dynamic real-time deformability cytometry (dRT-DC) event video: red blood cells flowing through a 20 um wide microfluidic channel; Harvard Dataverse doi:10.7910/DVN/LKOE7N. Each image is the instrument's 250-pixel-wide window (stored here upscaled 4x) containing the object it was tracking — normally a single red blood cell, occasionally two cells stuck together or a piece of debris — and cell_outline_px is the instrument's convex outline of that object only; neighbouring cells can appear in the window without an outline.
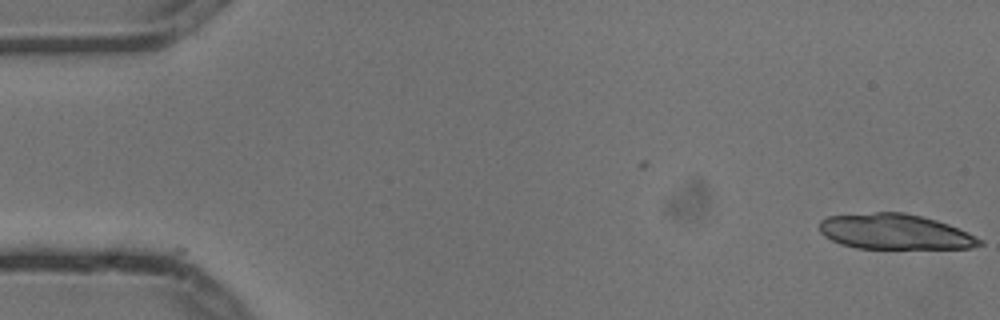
{"species": "common noctule bat (a hibernating species)", "species_latin": "Nyctalus noctula", "temperature_condition": "cold", "stored_images_in_passage": 2, "camera_frame_rate_fps": 3000, "um_per_image_px": 0.085, "animal": {"sex": "male", "body_mass_g": 13.3}, "frame": {"image": 1, "passage_image": 2, "time_ms": 0.333, "image_size_px": [1000, 320], "cell_outline_px": [[984, 244], [972, 248], [856, 248], [840, 244], [824, 236], [820, 232], [820, 220], [828, 216], [876, 212], [904, 212], [936, 220], [948, 224], [968, 232], [984, 240]], "centroid_in_image_um": [76.08, 19.7], "position_along_channel_um": 8.9, "area_um2": 33.0}}